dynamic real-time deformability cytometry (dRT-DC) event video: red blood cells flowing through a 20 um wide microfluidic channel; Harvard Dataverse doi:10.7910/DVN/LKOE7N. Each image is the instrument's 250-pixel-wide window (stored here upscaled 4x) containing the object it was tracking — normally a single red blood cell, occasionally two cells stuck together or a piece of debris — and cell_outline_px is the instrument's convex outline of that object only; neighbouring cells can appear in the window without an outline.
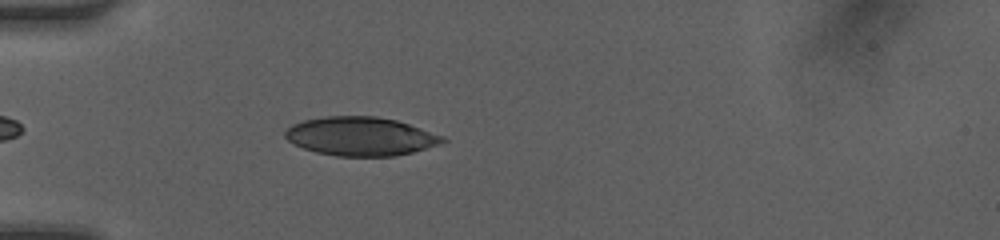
{"species": "human", "species_latin": "Homo sapiens", "temperature_condition": "room temperature", "stored_images_in_passage": 36, "camera_frame_rate_fps": 3000, "um_per_image_px": 0.085, "donor": {"sex": "female"}, "frame": {"image": 1, "passage_image": 5, "time_ms": 1.333, "image_size_px": [1000, 240], "cell_outline_px": [[448, 140], [412, 152], [396, 156], [336, 156], [316, 152], [304, 148], [288, 140], [284, 136], [284, 132], [292, 124], [304, 120], [328, 116], [376, 116], [396, 120], [444, 136]], "centroid_in_image_um": [30.63, 11.58], "position_along_channel_um": 54.4, "area_um2": 35.2}}
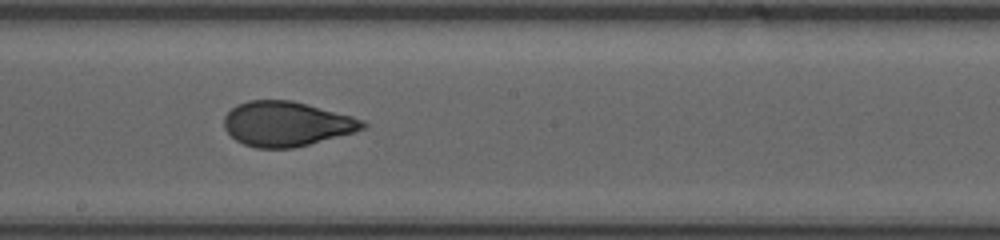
{"frame": {"image": 2, "passage_image": 18, "time_ms": 5.667, "image_size_px": [1000, 240], "cell_outline_px": [[368, 124], [364, 128], [352, 132], [308, 144], [292, 148], [256, 148], [244, 144], [236, 140], [224, 128], [224, 116], [236, 104], [248, 100], [292, 100], [308, 104], [352, 116], [364, 120]], "centroid_in_image_um": [24.32, 10.51], "position_along_channel_um": 223.9, "area_um2": 35.95}}
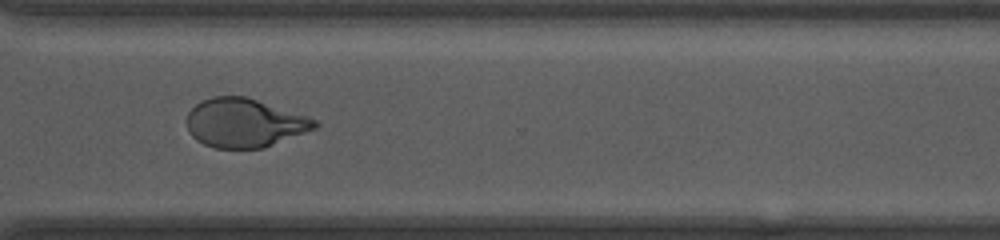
{"frame": {"image": 3, "passage_image": 27, "time_ms": 8.667, "image_size_px": [1000, 240], "cell_outline_px": [[320, 124], [316, 128], [264, 148], [216, 148], [204, 144], [196, 140], [188, 132], [188, 112], [200, 100], [212, 96], [244, 96], [316, 120]], "centroid_in_image_um": [20.73, 10.46], "position_along_channel_um": 349.9, "area_um2": 35.95}, "authors_computed_cell_mechanics": {"area_um2": 36.1828, "velocity_mm_per_s": 4.2295, "shape_relaxation_time_tau1_ms": 4.2535, "shape_relaxation_time_tau2_ms": 0.9585, "deformation_change_tau1": 0.1703, "deformation_change_tau2": 0.0639}}